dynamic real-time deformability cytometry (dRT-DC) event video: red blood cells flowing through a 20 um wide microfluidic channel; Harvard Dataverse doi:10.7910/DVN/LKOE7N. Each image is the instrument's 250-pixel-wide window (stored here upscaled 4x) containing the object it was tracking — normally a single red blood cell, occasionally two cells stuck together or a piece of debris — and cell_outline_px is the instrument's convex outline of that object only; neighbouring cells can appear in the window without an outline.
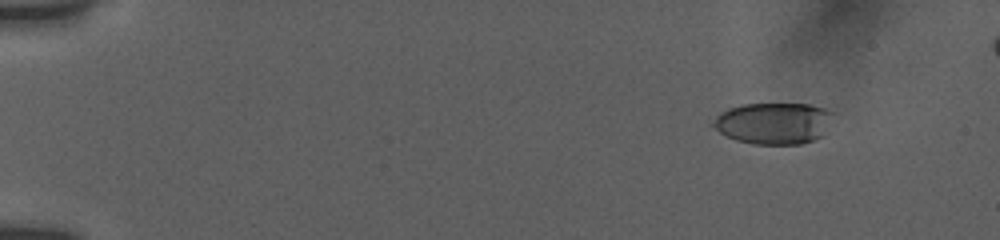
{"species": "human", "species_latin": "Homo sapiens", "temperature_condition": "room temperature", "stored_images_in_passage": 50, "camera_frame_rate_fps": 3000, "um_per_image_px": 0.085, "donor": {"sex": "female"}, "frame": {"image": 1, "passage_image": 1, "time_ms": 0.0, "image_size_px": [1000, 240], "cell_outline_px": [[836, 112], [824, 136], [800, 144], [752, 144], [736, 140], [720, 132], [708, 124], [720, 112], [728, 108], [740, 104], [808, 104], [824, 108]], "centroid_in_image_um": [65.77, 10.47], "position_along_channel_um": 19.2, "area_um2": 29.54}}
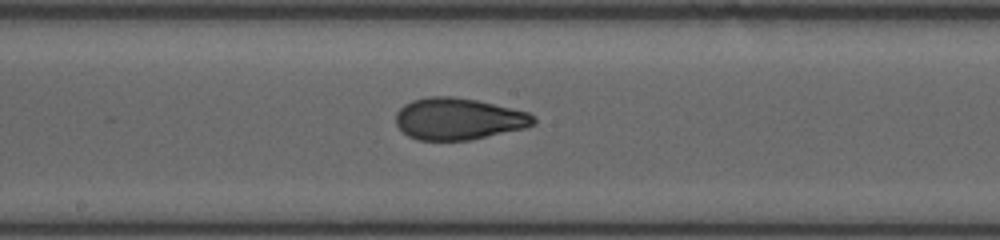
{"frame": {"image": 2, "passage_image": 26, "time_ms": 8.333, "image_size_px": [1000, 240], "cell_outline_px": [[536, 124], [524, 128], [472, 140], [420, 140], [408, 136], [396, 124], [396, 112], [404, 104], [412, 100], [428, 96], [452, 96], [476, 100], [528, 112], [536, 116]], "centroid_in_image_um": [38.98, 10.1], "position_along_channel_um": 209.2, "area_um2": 33.58}}
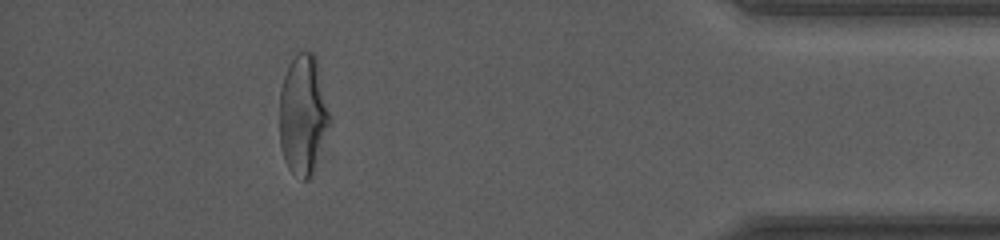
{"frame": {"image": 3, "passage_image": 45, "time_ms": 14.667, "image_size_px": [1000, 240], "cell_outline_px": [[332, 124], [312, 176], [308, 180], [304, 180], [292, 172], [288, 168], [284, 160], [280, 144], [280, 88], [288, 64], [300, 52], [312, 52], [316, 56], [332, 116]], "centroid_in_image_um": [25.8, 9.79], "position_along_channel_um": 409.4, "area_um2": 35.89}, "authors_computed_cell_mechanics": {"area_um2": 33.4373, "velocity_mm_per_s": 3.8307, "shape_relaxation_time_tau1_ms": 6.6678, "shape_relaxation_time_tau2_ms": 1.3139, "deformation_change_tau1": 0.2268, "deformation_change_tau2": 0.073}}